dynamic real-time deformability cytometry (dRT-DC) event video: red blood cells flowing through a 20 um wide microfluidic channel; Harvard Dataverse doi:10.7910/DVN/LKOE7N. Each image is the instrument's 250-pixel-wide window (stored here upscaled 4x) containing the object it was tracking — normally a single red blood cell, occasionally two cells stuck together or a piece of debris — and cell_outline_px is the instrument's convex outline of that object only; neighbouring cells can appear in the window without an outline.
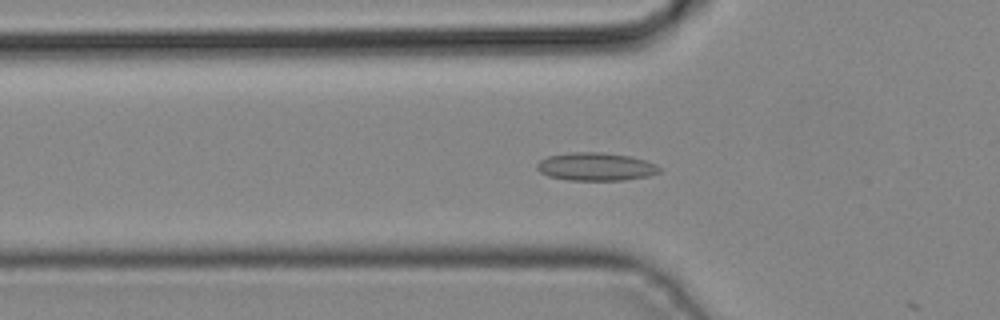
{"species": "common noctule bat (a hibernating species)", "species_latin": "Nyctalus noctula", "temperature_condition": "cold", "stored_images_in_passage": 11, "camera_frame_rate_fps": 3000, "um_per_image_px": 0.085, "animal": {"sex": "male", "body_mass_g": 19.2, "forearm_length_mm": 51.8}, "frame": {"image": 1, "passage_image": 10, "time_ms": 3.0, "image_size_px": [1000, 320], "cell_outline_px": [[660, 172], [648, 176], [624, 180], [568, 180], [548, 176], [540, 172], [536, 168], [536, 164], [540, 160], [548, 156], [572, 152], [600, 152], [632, 156], [656, 164], [660, 168]], "centroid_in_image_um": [50.63, 14.16], "position_along_channel_um": 75.2, "area_um2": 20.06}}